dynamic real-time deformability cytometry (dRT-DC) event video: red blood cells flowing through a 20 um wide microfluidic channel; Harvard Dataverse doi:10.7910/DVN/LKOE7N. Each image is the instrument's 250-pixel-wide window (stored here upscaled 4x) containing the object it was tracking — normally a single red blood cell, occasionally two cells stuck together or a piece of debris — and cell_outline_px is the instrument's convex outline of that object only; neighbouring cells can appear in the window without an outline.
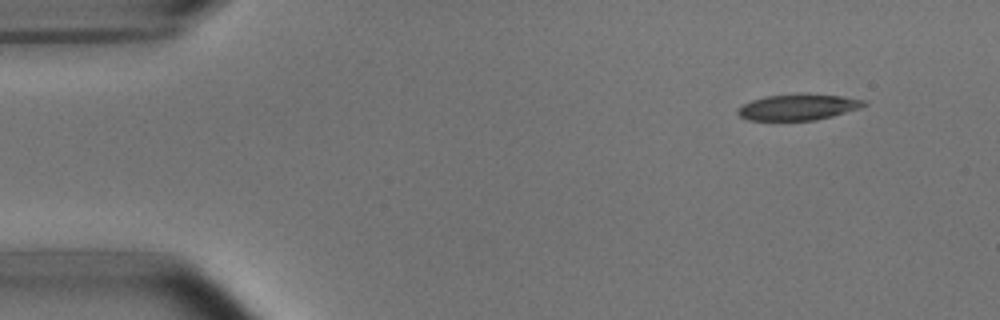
{"species": "common noctule bat (a hibernating species)", "species_latin": "Nyctalus noctula", "temperature_condition": "room temperature", "stored_images_in_passage": 48, "camera_frame_rate_fps": 3000, "um_per_image_px": 0.085, "animal": {"sex": "male", "body_mass_g": 15.6}, "frame": {"image": 1, "passage_image": 1, "time_ms": 0.0, "image_size_px": [1000, 320], "cell_outline_px": [[868, 104], [860, 108], [832, 116], [816, 120], [748, 120], [740, 116], [736, 112], [736, 108], [752, 100], [764, 96], [808, 92], [844, 96], [868, 100]], "centroid_in_image_um": [67.88, 9.07], "position_along_channel_um": 17.1, "area_um2": 19.65}}
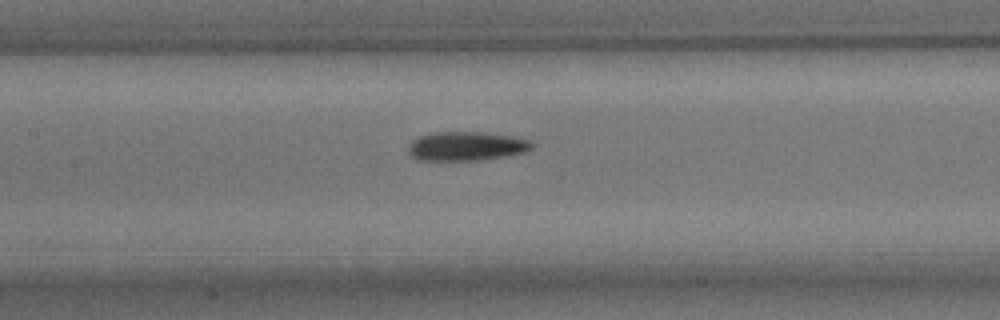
{"frame": {"image": 2, "passage_image": 20, "time_ms": 6.333, "image_size_px": [1000, 320], "cell_outline_px": [[532, 148], [524, 152], [504, 156], [480, 160], [416, 160], [408, 152], [408, 144], [412, 140], [428, 132], [480, 132], [512, 136], [528, 140], [532, 144]], "centroid_in_image_um": [39.57, 12.42], "position_along_channel_um": 167.8, "area_um2": 20.87}}
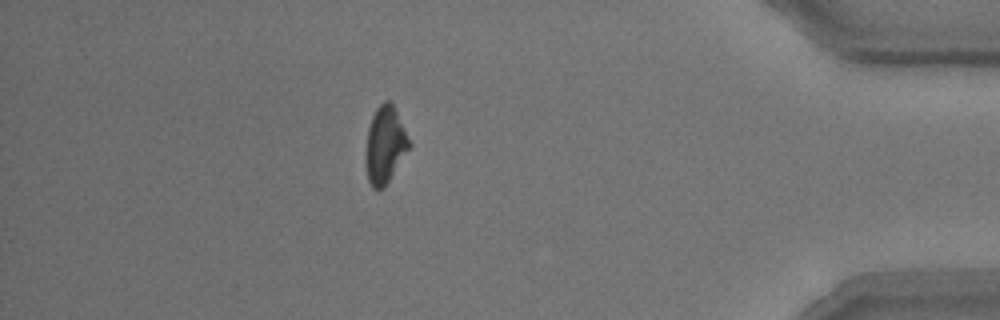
{"frame": {"image": 3, "passage_image": 42, "time_ms": 13.667, "image_size_px": [1000, 320], "cell_outline_px": [[412, 144], [384, 188], [372, 188], [368, 180], [364, 156], [368, 128], [372, 116], [376, 108], [384, 100], [388, 100], [392, 104]], "centroid_in_image_um": [32.7, 12.33], "position_along_channel_um": 402.5, "area_um2": 19.42}, "authors_computed_cell_mechanics": {"area_um2": 19.941, "velocity_mm_per_s": 3.7887, "shape_relaxation_time_tau1_ms": 3.4545, "shape_relaxation_time_tau2_ms": null, "deformation_change_tau1": 0.1356, "deformation_change_tau2": null}}